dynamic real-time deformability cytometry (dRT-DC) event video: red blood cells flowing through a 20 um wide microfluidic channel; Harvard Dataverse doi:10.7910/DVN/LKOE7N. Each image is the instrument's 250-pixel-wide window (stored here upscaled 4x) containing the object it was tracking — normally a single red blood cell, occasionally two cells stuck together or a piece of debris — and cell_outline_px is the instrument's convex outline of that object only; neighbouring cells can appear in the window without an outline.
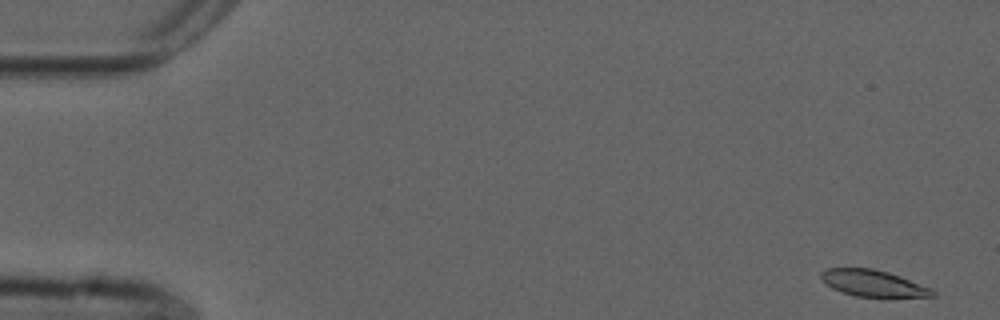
{"species": "common noctule bat (a hibernating species)", "species_latin": "Nyctalus noctula", "temperature_condition": "cold", "stored_images_in_passage": 53, "camera_frame_rate_fps": 3000, "um_per_image_px": 0.085, "animal": {"sex": "male", "forearm_length_mm": 52.5}, "frame": {"image": 1, "passage_image": 1, "time_ms": 0.0, "image_size_px": [1000, 320], "cell_outline_px": [[936, 296], [856, 296], [832, 288], [820, 276], [820, 272], [828, 268], [872, 268], [888, 272], [900, 276], [928, 288], [936, 292]], "centroid_in_image_um": [74.17, 24.06], "position_along_channel_um": 10.8, "area_um2": 16.59}}
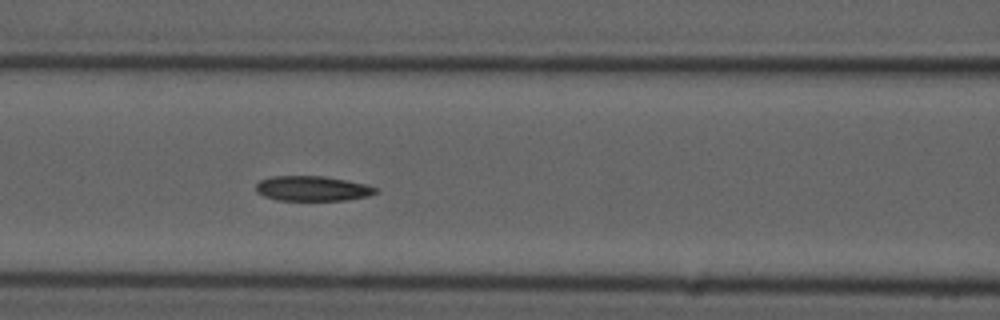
{"frame": {"image": 2, "passage_image": 22, "time_ms": 7.0, "image_size_px": [1000, 320], "cell_outline_px": [[380, 192], [368, 196], [348, 200], [276, 200], [264, 196], [256, 192], [256, 184], [260, 180], [272, 176], [324, 176], [348, 180], [368, 184], [376, 188]], "centroid_in_image_um": [26.59, 16.02], "position_along_channel_um": 140.0, "area_um2": 17.63}}
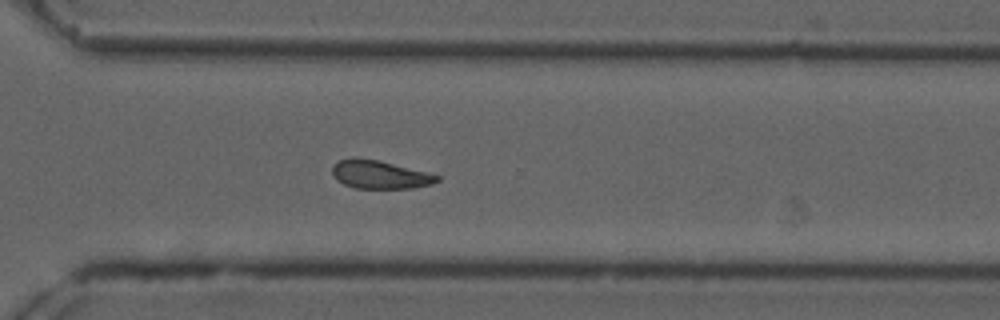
{"frame": {"image": 3, "passage_image": 38, "time_ms": 12.333, "image_size_px": [1000, 320], "cell_outline_px": [[440, 180], [432, 184], [412, 188], [356, 188], [344, 184], [336, 180], [332, 176], [332, 168], [340, 160], [376, 160], [428, 172], [440, 176]], "centroid_in_image_um": [32.33, 14.88], "position_along_channel_um": 338.3, "area_um2": 16.7}, "authors_computed_cell_mechanics": {"area_um2": 17.918, "velocity_mm_per_s": 3.7248, "shape_relaxation_time_tau1_ms": 11.2759, "shape_relaxation_time_tau2_ms": 6.9836, "deformation_change_tau1": 0.1688, "deformation_change_tau2": 0.1244}}